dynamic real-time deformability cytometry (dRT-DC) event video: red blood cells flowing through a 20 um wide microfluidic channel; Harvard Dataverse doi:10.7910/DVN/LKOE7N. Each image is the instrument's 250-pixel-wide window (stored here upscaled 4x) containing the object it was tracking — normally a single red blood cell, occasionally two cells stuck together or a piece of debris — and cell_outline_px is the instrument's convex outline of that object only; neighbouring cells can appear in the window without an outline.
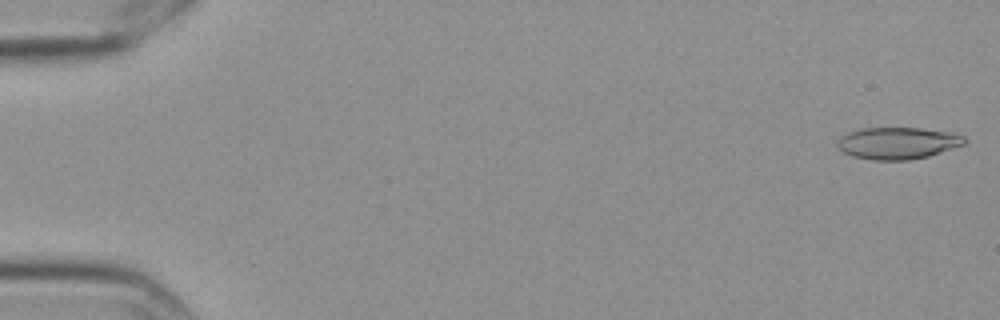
{"species": "Egyptian fruit bat (a non-hibernating species)", "species_latin": "Rousettus aegyptiacus", "temperature_condition": "cold", "stored_images_in_passage": 10, "camera_frame_rate_fps": 3000, "um_per_image_px": 0.085, "frame": {"image": 1, "passage_image": 1, "time_ms": 0.0, "image_size_px": [1000, 320], "cell_outline_px": [[968, 140], [964, 144], [928, 156], [908, 160], [872, 160], [852, 156], [836, 148], [836, 144], [840, 136], [848, 132], [860, 128], [920, 128], [952, 132], [964, 136]], "centroid_in_image_um": [76.28, 12.16], "position_along_channel_um": 8.7, "area_um2": 23.76}}
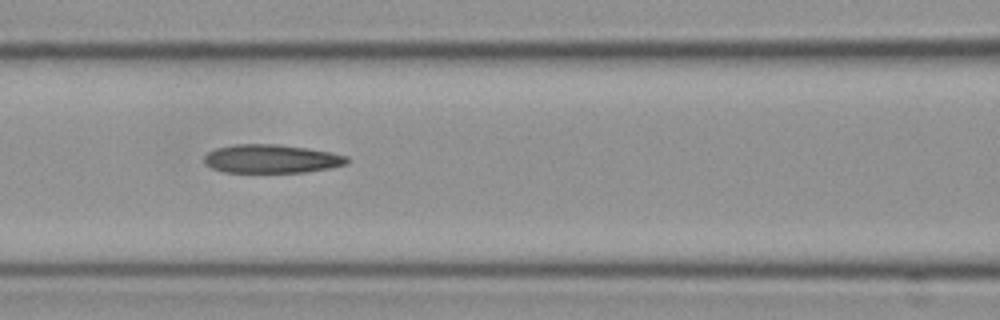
{"frame": {"image": 2, "passage_image": 7, "time_ms": 2.0, "image_size_px": [1000, 320], "cell_outline_px": [[348, 160], [344, 164], [328, 168], [304, 172], [224, 172], [212, 168], [204, 160], [204, 156], [208, 152], [216, 148], [232, 144], [276, 144], [308, 148], [332, 152], [348, 156]], "centroid_in_image_um": [23.06, 13.49], "position_along_channel_um": 143.5, "area_um2": 23.64}}
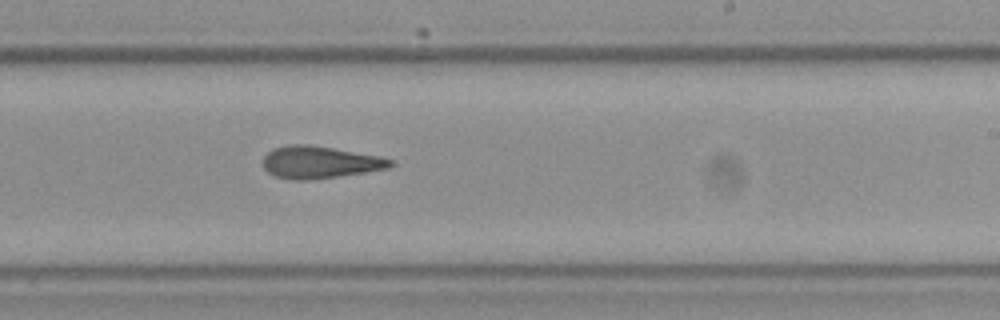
{"frame": {"image": 3, "passage_image": 10, "time_ms": 3.0, "image_size_px": [1000, 320], "cell_outline_px": [[396, 164], [388, 168], [364, 172], [308, 180], [292, 180], [276, 176], [268, 172], [264, 168], [264, 156], [272, 148], [292, 144], [308, 144], [380, 156], [392, 160]], "centroid_in_image_um": [27.17, 13.78], "position_along_channel_um": 261.8, "area_um2": 23.7}}